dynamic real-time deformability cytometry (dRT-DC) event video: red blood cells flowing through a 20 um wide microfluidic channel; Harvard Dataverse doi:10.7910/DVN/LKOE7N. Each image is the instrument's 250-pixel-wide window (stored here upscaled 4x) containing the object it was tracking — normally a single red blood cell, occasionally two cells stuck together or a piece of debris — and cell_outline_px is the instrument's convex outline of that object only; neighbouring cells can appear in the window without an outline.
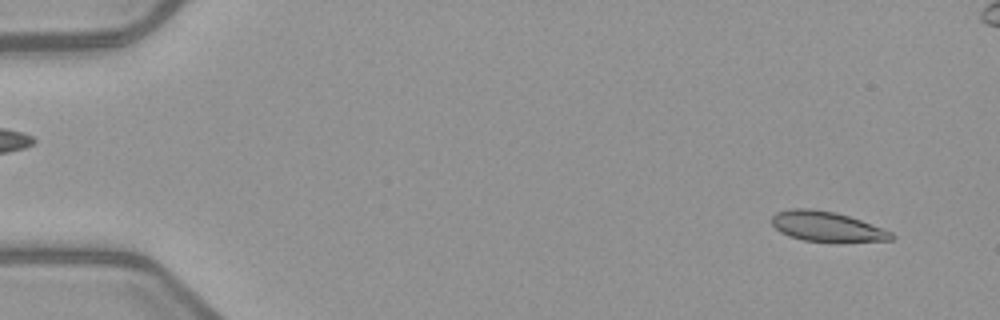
{"species": "common noctule bat (a hibernating species)", "species_latin": "Nyctalus noctula", "temperature_condition": "warm", "stored_images_in_passage": 5, "segment_of_instrument_passage": [2, 2], "camera_frame_rate_fps": 3000, "um_per_image_px": 0.085, "animal": {"sex": "female", "body_mass_g": 21.9}, "frame": {"image": 1, "passage_image": 5, "time_ms": 6.0, "image_size_px": [1000, 320], "cell_outline_px": [[896, 236], [892, 240], [836, 244], [804, 240], [788, 236], [780, 232], [772, 224], [772, 216], [776, 212], [792, 208], [812, 208], [836, 212], [860, 220], [892, 232]], "centroid_in_image_um": [70.31, 19.29], "position_along_channel_um": 14.7, "area_um2": 21.56}}